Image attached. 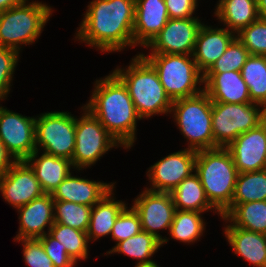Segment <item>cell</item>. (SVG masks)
I'll return each mask as SVG.
<instances>
[{
	"label": "cell",
	"instance_id": "836d02e7",
	"mask_svg": "<svg viewBox=\"0 0 266 267\" xmlns=\"http://www.w3.org/2000/svg\"><path fill=\"white\" fill-rule=\"evenodd\" d=\"M249 55L247 48L235 37L227 46L224 54L206 73L241 71Z\"/></svg>",
	"mask_w": 266,
	"mask_h": 267
},
{
	"label": "cell",
	"instance_id": "e0dca14e",
	"mask_svg": "<svg viewBox=\"0 0 266 267\" xmlns=\"http://www.w3.org/2000/svg\"><path fill=\"white\" fill-rule=\"evenodd\" d=\"M16 210L20 226L13 240L38 239L49 233L54 224V200L51 194L45 193ZM45 227H48L47 231Z\"/></svg>",
	"mask_w": 266,
	"mask_h": 267
},
{
	"label": "cell",
	"instance_id": "ffe728a7",
	"mask_svg": "<svg viewBox=\"0 0 266 267\" xmlns=\"http://www.w3.org/2000/svg\"><path fill=\"white\" fill-rule=\"evenodd\" d=\"M115 183L75 177L71 172L51 195L54 201H68L93 207L115 188Z\"/></svg>",
	"mask_w": 266,
	"mask_h": 267
},
{
	"label": "cell",
	"instance_id": "8fae6325",
	"mask_svg": "<svg viewBox=\"0 0 266 267\" xmlns=\"http://www.w3.org/2000/svg\"><path fill=\"white\" fill-rule=\"evenodd\" d=\"M132 207L138 213L142 231L148 232L163 244H167L170 238L158 233L167 230L173 222L176 211L170 193L154 192L144 189L134 200Z\"/></svg>",
	"mask_w": 266,
	"mask_h": 267
},
{
	"label": "cell",
	"instance_id": "603a6c76",
	"mask_svg": "<svg viewBox=\"0 0 266 267\" xmlns=\"http://www.w3.org/2000/svg\"><path fill=\"white\" fill-rule=\"evenodd\" d=\"M35 150L25 161L33 169L44 193L52 194L71 173L73 166L69 159L56 157Z\"/></svg>",
	"mask_w": 266,
	"mask_h": 267
},
{
	"label": "cell",
	"instance_id": "8d00e7d4",
	"mask_svg": "<svg viewBox=\"0 0 266 267\" xmlns=\"http://www.w3.org/2000/svg\"><path fill=\"white\" fill-rule=\"evenodd\" d=\"M20 53L14 49L0 47V101L7 99L11 91L14 72Z\"/></svg>",
	"mask_w": 266,
	"mask_h": 267
},
{
	"label": "cell",
	"instance_id": "b9f144b4",
	"mask_svg": "<svg viewBox=\"0 0 266 267\" xmlns=\"http://www.w3.org/2000/svg\"><path fill=\"white\" fill-rule=\"evenodd\" d=\"M26 0H0V12H3L9 8L17 6Z\"/></svg>",
	"mask_w": 266,
	"mask_h": 267
},
{
	"label": "cell",
	"instance_id": "f35d334b",
	"mask_svg": "<svg viewBox=\"0 0 266 267\" xmlns=\"http://www.w3.org/2000/svg\"><path fill=\"white\" fill-rule=\"evenodd\" d=\"M54 267H75L76 262L67 254L65 247L49 233L38 238Z\"/></svg>",
	"mask_w": 266,
	"mask_h": 267
},
{
	"label": "cell",
	"instance_id": "d590c367",
	"mask_svg": "<svg viewBox=\"0 0 266 267\" xmlns=\"http://www.w3.org/2000/svg\"><path fill=\"white\" fill-rule=\"evenodd\" d=\"M129 208V209H128ZM142 231L140 217L133 207L126 206L115 220L111 238L116 242L126 240Z\"/></svg>",
	"mask_w": 266,
	"mask_h": 267
},
{
	"label": "cell",
	"instance_id": "ee69618b",
	"mask_svg": "<svg viewBox=\"0 0 266 267\" xmlns=\"http://www.w3.org/2000/svg\"><path fill=\"white\" fill-rule=\"evenodd\" d=\"M135 267H160L156 262L150 264H135Z\"/></svg>",
	"mask_w": 266,
	"mask_h": 267
},
{
	"label": "cell",
	"instance_id": "83f0119b",
	"mask_svg": "<svg viewBox=\"0 0 266 267\" xmlns=\"http://www.w3.org/2000/svg\"><path fill=\"white\" fill-rule=\"evenodd\" d=\"M161 242L148 232L140 233L118 242L112 249L108 250L105 255L124 254L131 258L137 259L136 264H150L155 262L151 260L157 250L160 249Z\"/></svg>",
	"mask_w": 266,
	"mask_h": 267
},
{
	"label": "cell",
	"instance_id": "4fadbf2b",
	"mask_svg": "<svg viewBox=\"0 0 266 267\" xmlns=\"http://www.w3.org/2000/svg\"><path fill=\"white\" fill-rule=\"evenodd\" d=\"M197 152L184 148L171 153L153 165L147 171L150 188L154 192L171 193L186 177L195 172Z\"/></svg>",
	"mask_w": 266,
	"mask_h": 267
},
{
	"label": "cell",
	"instance_id": "484cf974",
	"mask_svg": "<svg viewBox=\"0 0 266 267\" xmlns=\"http://www.w3.org/2000/svg\"><path fill=\"white\" fill-rule=\"evenodd\" d=\"M176 210L221 213L209 202L196 172L186 177L171 193Z\"/></svg>",
	"mask_w": 266,
	"mask_h": 267
},
{
	"label": "cell",
	"instance_id": "60d3db41",
	"mask_svg": "<svg viewBox=\"0 0 266 267\" xmlns=\"http://www.w3.org/2000/svg\"><path fill=\"white\" fill-rule=\"evenodd\" d=\"M16 162L14 157L7 151L5 145L0 141V177L3 176Z\"/></svg>",
	"mask_w": 266,
	"mask_h": 267
},
{
	"label": "cell",
	"instance_id": "1f68e13d",
	"mask_svg": "<svg viewBox=\"0 0 266 267\" xmlns=\"http://www.w3.org/2000/svg\"><path fill=\"white\" fill-rule=\"evenodd\" d=\"M49 234L57 239L66 249L67 254L76 262L88 259L89 239L86 232L54 223Z\"/></svg>",
	"mask_w": 266,
	"mask_h": 267
},
{
	"label": "cell",
	"instance_id": "44dd1931",
	"mask_svg": "<svg viewBox=\"0 0 266 267\" xmlns=\"http://www.w3.org/2000/svg\"><path fill=\"white\" fill-rule=\"evenodd\" d=\"M203 80L204 91L212 102L252 103L249 88L242 78L241 71L205 73Z\"/></svg>",
	"mask_w": 266,
	"mask_h": 267
},
{
	"label": "cell",
	"instance_id": "ac0fdd59",
	"mask_svg": "<svg viewBox=\"0 0 266 267\" xmlns=\"http://www.w3.org/2000/svg\"><path fill=\"white\" fill-rule=\"evenodd\" d=\"M169 20L165 0H135L134 47H146Z\"/></svg>",
	"mask_w": 266,
	"mask_h": 267
},
{
	"label": "cell",
	"instance_id": "5b68a950",
	"mask_svg": "<svg viewBox=\"0 0 266 267\" xmlns=\"http://www.w3.org/2000/svg\"><path fill=\"white\" fill-rule=\"evenodd\" d=\"M29 1L0 12V47L20 53L21 45H32L43 32L54 10L42 1Z\"/></svg>",
	"mask_w": 266,
	"mask_h": 267
},
{
	"label": "cell",
	"instance_id": "5bb4252c",
	"mask_svg": "<svg viewBox=\"0 0 266 267\" xmlns=\"http://www.w3.org/2000/svg\"><path fill=\"white\" fill-rule=\"evenodd\" d=\"M203 22L199 17L169 19L145 47L149 53L193 55L196 38Z\"/></svg>",
	"mask_w": 266,
	"mask_h": 267
},
{
	"label": "cell",
	"instance_id": "7a4b0ae2",
	"mask_svg": "<svg viewBox=\"0 0 266 267\" xmlns=\"http://www.w3.org/2000/svg\"><path fill=\"white\" fill-rule=\"evenodd\" d=\"M90 99L84 105L123 146L131 149L137 139V122L142 120L124 83L111 71L96 79Z\"/></svg>",
	"mask_w": 266,
	"mask_h": 267
},
{
	"label": "cell",
	"instance_id": "ba28073f",
	"mask_svg": "<svg viewBox=\"0 0 266 267\" xmlns=\"http://www.w3.org/2000/svg\"><path fill=\"white\" fill-rule=\"evenodd\" d=\"M266 119V109L257 103L212 102L214 148L227 147L239 135Z\"/></svg>",
	"mask_w": 266,
	"mask_h": 267
},
{
	"label": "cell",
	"instance_id": "277c9868",
	"mask_svg": "<svg viewBox=\"0 0 266 267\" xmlns=\"http://www.w3.org/2000/svg\"><path fill=\"white\" fill-rule=\"evenodd\" d=\"M195 172L209 202L223 214L231 207L238 170L226 147L197 151Z\"/></svg>",
	"mask_w": 266,
	"mask_h": 267
},
{
	"label": "cell",
	"instance_id": "f546056e",
	"mask_svg": "<svg viewBox=\"0 0 266 267\" xmlns=\"http://www.w3.org/2000/svg\"><path fill=\"white\" fill-rule=\"evenodd\" d=\"M241 75L249 88L251 101L266 109V56L250 54L242 66Z\"/></svg>",
	"mask_w": 266,
	"mask_h": 267
},
{
	"label": "cell",
	"instance_id": "8992f818",
	"mask_svg": "<svg viewBox=\"0 0 266 267\" xmlns=\"http://www.w3.org/2000/svg\"><path fill=\"white\" fill-rule=\"evenodd\" d=\"M181 135L188 141L187 149L201 151L214 148L212 133V101L201 93L174 100L171 113Z\"/></svg>",
	"mask_w": 266,
	"mask_h": 267
},
{
	"label": "cell",
	"instance_id": "4316f807",
	"mask_svg": "<svg viewBox=\"0 0 266 267\" xmlns=\"http://www.w3.org/2000/svg\"><path fill=\"white\" fill-rule=\"evenodd\" d=\"M222 217L235 227L266 234V201L231 204Z\"/></svg>",
	"mask_w": 266,
	"mask_h": 267
},
{
	"label": "cell",
	"instance_id": "7bdbcfd3",
	"mask_svg": "<svg viewBox=\"0 0 266 267\" xmlns=\"http://www.w3.org/2000/svg\"><path fill=\"white\" fill-rule=\"evenodd\" d=\"M257 5L259 16L266 19V0H257Z\"/></svg>",
	"mask_w": 266,
	"mask_h": 267
},
{
	"label": "cell",
	"instance_id": "74e56055",
	"mask_svg": "<svg viewBox=\"0 0 266 267\" xmlns=\"http://www.w3.org/2000/svg\"><path fill=\"white\" fill-rule=\"evenodd\" d=\"M23 246V259L27 267H54L39 239H18Z\"/></svg>",
	"mask_w": 266,
	"mask_h": 267
},
{
	"label": "cell",
	"instance_id": "ab89813d",
	"mask_svg": "<svg viewBox=\"0 0 266 267\" xmlns=\"http://www.w3.org/2000/svg\"><path fill=\"white\" fill-rule=\"evenodd\" d=\"M169 19H184L193 16L198 4L194 0H165Z\"/></svg>",
	"mask_w": 266,
	"mask_h": 267
},
{
	"label": "cell",
	"instance_id": "d6a6232c",
	"mask_svg": "<svg viewBox=\"0 0 266 267\" xmlns=\"http://www.w3.org/2000/svg\"><path fill=\"white\" fill-rule=\"evenodd\" d=\"M92 207L68 201H54V223L87 232Z\"/></svg>",
	"mask_w": 266,
	"mask_h": 267
},
{
	"label": "cell",
	"instance_id": "30bf717a",
	"mask_svg": "<svg viewBox=\"0 0 266 267\" xmlns=\"http://www.w3.org/2000/svg\"><path fill=\"white\" fill-rule=\"evenodd\" d=\"M76 116L68 111L41 113L35 119L36 150L72 160Z\"/></svg>",
	"mask_w": 266,
	"mask_h": 267
},
{
	"label": "cell",
	"instance_id": "7402d4cb",
	"mask_svg": "<svg viewBox=\"0 0 266 267\" xmlns=\"http://www.w3.org/2000/svg\"><path fill=\"white\" fill-rule=\"evenodd\" d=\"M221 219L226 222L223 233L233 253L254 267H266V234L235 227L225 217Z\"/></svg>",
	"mask_w": 266,
	"mask_h": 267
},
{
	"label": "cell",
	"instance_id": "2e32d148",
	"mask_svg": "<svg viewBox=\"0 0 266 267\" xmlns=\"http://www.w3.org/2000/svg\"><path fill=\"white\" fill-rule=\"evenodd\" d=\"M239 173L266 169V119L226 147Z\"/></svg>",
	"mask_w": 266,
	"mask_h": 267
},
{
	"label": "cell",
	"instance_id": "7c38bea8",
	"mask_svg": "<svg viewBox=\"0 0 266 267\" xmlns=\"http://www.w3.org/2000/svg\"><path fill=\"white\" fill-rule=\"evenodd\" d=\"M35 119L0 104V141L16 161L26 160L36 150Z\"/></svg>",
	"mask_w": 266,
	"mask_h": 267
},
{
	"label": "cell",
	"instance_id": "4dcf8cb0",
	"mask_svg": "<svg viewBox=\"0 0 266 267\" xmlns=\"http://www.w3.org/2000/svg\"><path fill=\"white\" fill-rule=\"evenodd\" d=\"M266 201V169L239 173L232 204Z\"/></svg>",
	"mask_w": 266,
	"mask_h": 267
},
{
	"label": "cell",
	"instance_id": "d4e9b609",
	"mask_svg": "<svg viewBox=\"0 0 266 267\" xmlns=\"http://www.w3.org/2000/svg\"><path fill=\"white\" fill-rule=\"evenodd\" d=\"M217 2L214 10L216 20L235 34L260 17L257 0H219Z\"/></svg>",
	"mask_w": 266,
	"mask_h": 267
},
{
	"label": "cell",
	"instance_id": "cb8c5ba5",
	"mask_svg": "<svg viewBox=\"0 0 266 267\" xmlns=\"http://www.w3.org/2000/svg\"><path fill=\"white\" fill-rule=\"evenodd\" d=\"M114 190L113 188L91 209L89 227L86 232L89 242L110 235L116 218L128 205L125 201L116 200Z\"/></svg>",
	"mask_w": 266,
	"mask_h": 267
},
{
	"label": "cell",
	"instance_id": "52a82bcc",
	"mask_svg": "<svg viewBox=\"0 0 266 267\" xmlns=\"http://www.w3.org/2000/svg\"><path fill=\"white\" fill-rule=\"evenodd\" d=\"M140 54L156 70L166 94L172 101L201 93L204 88L203 74L192 55L182 54ZM198 85V86H197Z\"/></svg>",
	"mask_w": 266,
	"mask_h": 267
},
{
	"label": "cell",
	"instance_id": "9a60e30c",
	"mask_svg": "<svg viewBox=\"0 0 266 267\" xmlns=\"http://www.w3.org/2000/svg\"><path fill=\"white\" fill-rule=\"evenodd\" d=\"M0 192L5 202L17 209L45 194L33 169L25 161H16L0 177Z\"/></svg>",
	"mask_w": 266,
	"mask_h": 267
},
{
	"label": "cell",
	"instance_id": "d6986e66",
	"mask_svg": "<svg viewBox=\"0 0 266 267\" xmlns=\"http://www.w3.org/2000/svg\"><path fill=\"white\" fill-rule=\"evenodd\" d=\"M235 37L236 34L225 27L213 28L203 23L199 29L192 55L203 75L224 54L227 46Z\"/></svg>",
	"mask_w": 266,
	"mask_h": 267
},
{
	"label": "cell",
	"instance_id": "6da1fadb",
	"mask_svg": "<svg viewBox=\"0 0 266 267\" xmlns=\"http://www.w3.org/2000/svg\"><path fill=\"white\" fill-rule=\"evenodd\" d=\"M135 0H92L75 39L88 47L115 53L134 47Z\"/></svg>",
	"mask_w": 266,
	"mask_h": 267
},
{
	"label": "cell",
	"instance_id": "e575fe53",
	"mask_svg": "<svg viewBox=\"0 0 266 267\" xmlns=\"http://www.w3.org/2000/svg\"><path fill=\"white\" fill-rule=\"evenodd\" d=\"M251 55L266 56V19L259 17L236 34Z\"/></svg>",
	"mask_w": 266,
	"mask_h": 267
},
{
	"label": "cell",
	"instance_id": "9c48e42d",
	"mask_svg": "<svg viewBox=\"0 0 266 267\" xmlns=\"http://www.w3.org/2000/svg\"><path fill=\"white\" fill-rule=\"evenodd\" d=\"M82 116L76 117L75 149L72 166L75 170H84L94 164L114 147H123L84 106Z\"/></svg>",
	"mask_w": 266,
	"mask_h": 267
},
{
	"label": "cell",
	"instance_id": "f1b7e54d",
	"mask_svg": "<svg viewBox=\"0 0 266 267\" xmlns=\"http://www.w3.org/2000/svg\"><path fill=\"white\" fill-rule=\"evenodd\" d=\"M201 212L176 210L169 228L172 239L192 244L199 241L206 230V222Z\"/></svg>",
	"mask_w": 266,
	"mask_h": 267
},
{
	"label": "cell",
	"instance_id": "3957f363",
	"mask_svg": "<svg viewBox=\"0 0 266 267\" xmlns=\"http://www.w3.org/2000/svg\"><path fill=\"white\" fill-rule=\"evenodd\" d=\"M112 72L126 86L142 119L171 113L173 101L166 94L156 70L140 53L132 58L129 66H117Z\"/></svg>",
	"mask_w": 266,
	"mask_h": 267
}]
</instances>
